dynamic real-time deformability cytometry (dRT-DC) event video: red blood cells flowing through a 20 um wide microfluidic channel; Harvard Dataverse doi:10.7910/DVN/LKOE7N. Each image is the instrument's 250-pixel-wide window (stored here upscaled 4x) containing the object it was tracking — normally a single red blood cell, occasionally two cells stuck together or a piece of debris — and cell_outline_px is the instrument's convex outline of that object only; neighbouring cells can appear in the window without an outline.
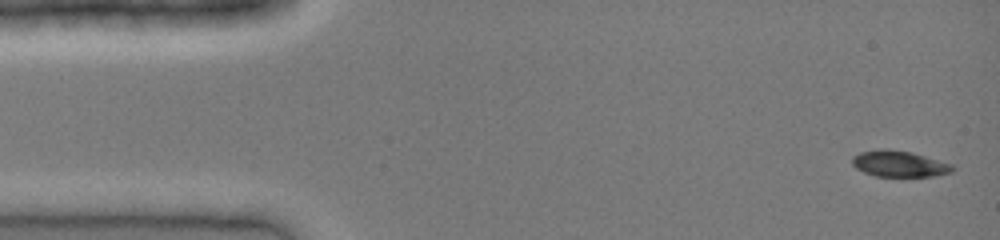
{"species": "common noctule bat (a hibernating species)", "species_latin": "Nyctalus noctula", "temperature_condition": "cold", "stored_images_in_passage": 41, "camera_frame_rate_fps": 3000, "um_per_image_px": 0.085, "animal": {"sex": "female", "body_mass_g": 19.0, "forearm_length_mm": 51.5}, "frame": {"image": 1, "passage_image": 1, "time_ms": 0.0, "image_size_px": [1000, 240], "cell_outline_px": [[956, 168], [952, 172], [932, 176], [876, 176], [864, 172], [856, 168], [852, 164], [852, 156], [860, 152], [888, 148], [912, 152], [952, 164]], "centroid_in_image_um": [76.44, 13.92], "position_along_channel_um": 8.6, "area_um2": 15.26}}
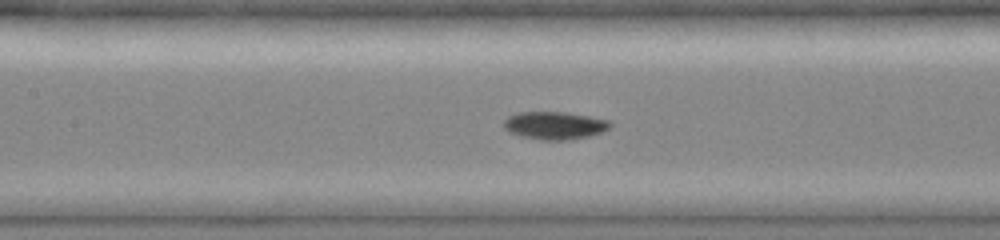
{"frame": {"image": 2, "passage_image": 18, "time_ms": 5.667, "image_size_px": [1000, 240], "cell_outline_px": [[612, 124], [608, 128], [600, 132], [588, 136], [572, 140], [540, 140], [520, 136], [508, 132], [504, 128], [504, 120], [508, 116], [520, 112], [560, 112], [588, 116], [608, 120]], "centroid_in_image_um": [47.1, 10.67], "position_along_channel_um": 160.3, "area_um2": 17.11}}
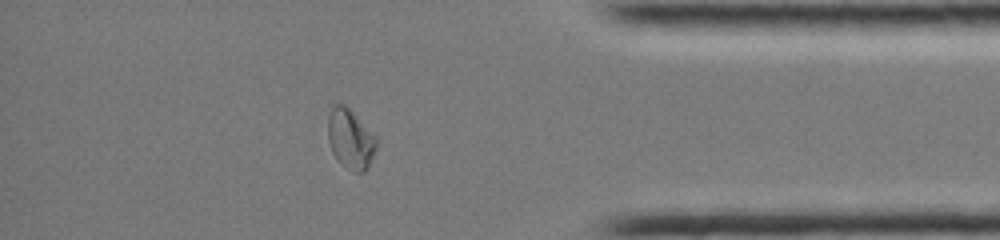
{"frame": {"image": 3, "passage_image": 35, "time_ms": 11.333, "image_size_px": [1000, 240], "cell_outline_px": [[376, 148], [368, 168], [364, 172], [356, 172], [344, 168], [336, 160], [332, 152], [328, 140], [328, 116], [332, 108], [336, 104], [344, 104], [376, 136]], "centroid_in_image_um": [29.77, 11.86], "position_along_channel_um": 405.4, "area_um2": 16.88}}